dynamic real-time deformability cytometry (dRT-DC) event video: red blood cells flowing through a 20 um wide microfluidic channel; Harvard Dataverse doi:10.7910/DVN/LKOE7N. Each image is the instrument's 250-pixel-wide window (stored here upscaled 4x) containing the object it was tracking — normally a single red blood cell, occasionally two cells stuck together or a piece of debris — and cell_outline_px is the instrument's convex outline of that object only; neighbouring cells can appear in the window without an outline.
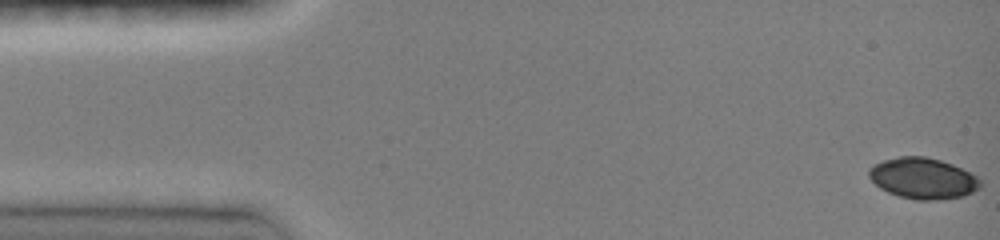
{"species": "common noctule bat (a hibernating species)", "species_latin": "Nyctalus noctula", "temperature_condition": "room temperature", "stored_images_in_passage": 14, "camera_frame_rate_fps": 3000, "um_per_image_px": 0.085, "animal": {"sex": "female", "body_mass_g": 19.0, "forearm_length_mm": 51.5}, "frame": {"image": 1, "passage_image": 1, "time_ms": 0.0, "image_size_px": [1000, 240], "cell_outline_px": [[984, 184], [980, 188], [972, 192], [960, 196], [940, 200], [916, 200], [900, 196], [888, 192], [880, 188], [868, 176], [868, 168], [884, 160], [900, 156], [924, 156], [940, 160], [952, 164], [976, 176]], "centroid_in_image_um": [78.45, 15.16], "position_along_channel_um": 6.5, "area_um2": 26.47}}
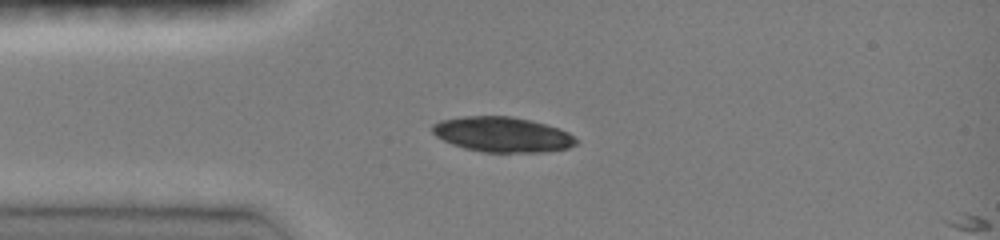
{"frame": {"image": 2, "passage_image": 12, "time_ms": 3.667, "image_size_px": [1000, 240], "cell_outline_px": [[580, 140], [576, 144], [568, 148], [544, 152], [484, 152], [464, 148], [452, 144], [436, 136], [432, 132], [432, 124], [440, 120], [464, 116], [512, 116], [532, 120], [560, 128], [568, 132]], "centroid_in_image_um": [42.73, 11.42], "position_along_channel_um": 42.3, "area_um2": 29.65}}